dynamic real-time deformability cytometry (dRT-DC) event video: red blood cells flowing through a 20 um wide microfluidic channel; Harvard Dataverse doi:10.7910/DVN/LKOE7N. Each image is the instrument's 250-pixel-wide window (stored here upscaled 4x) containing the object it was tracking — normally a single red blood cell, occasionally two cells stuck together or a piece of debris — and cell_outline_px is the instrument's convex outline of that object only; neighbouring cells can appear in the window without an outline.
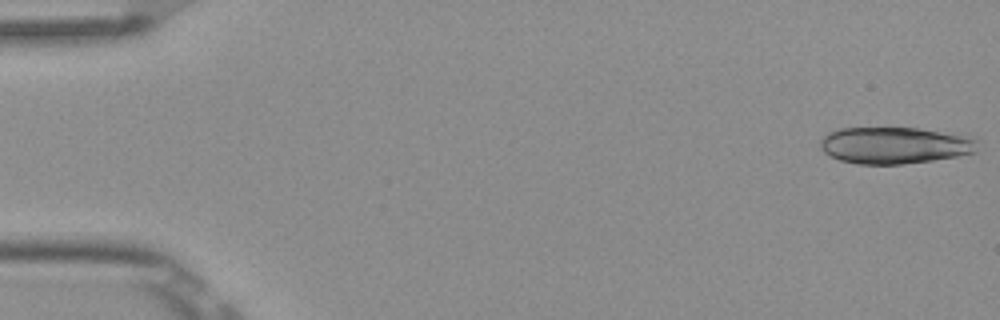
{"species": "Egyptian fruit bat (a non-hibernating species)", "species_latin": "Rousettus aegyptiacus", "temperature_condition": "room temperature", "stored_images_in_passage": 5, "camera_frame_rate_fps": 3000, "um_per_image_px": 0.085, "frame": {"image": 1, "passage_image": 1, "time_ms": 0.0, "image_size_px": [1000, 320], "cell_outline_px": [[976, 152], [956, 156], [932, 160], [904, 164], [856, 164], [840, 160], [824, 152], [820, 148], [820, 140], [828, 132], [840, 128], [920, 128], [960, 132], [972, 136], [976, 140]], "centroid_in_image_um": [76.1, 12.33], "position_along_channel_um": 8.9, "area_um2": 34.1}}